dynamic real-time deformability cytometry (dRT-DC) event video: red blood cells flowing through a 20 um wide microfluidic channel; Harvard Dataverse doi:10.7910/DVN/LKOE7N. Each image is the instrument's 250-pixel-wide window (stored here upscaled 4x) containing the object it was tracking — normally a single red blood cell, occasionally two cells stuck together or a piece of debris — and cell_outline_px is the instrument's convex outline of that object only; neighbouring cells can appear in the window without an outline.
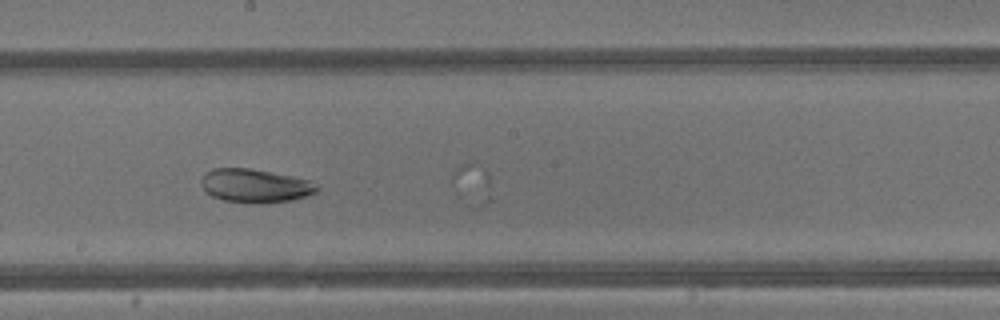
{"species": "common noctule bat (a hibernating species)", "species_latin": "Nyctalus noctula", "temperature_condition": "warm", "stored_images_in_passage": 26, "segment_of_instrument_passage": [2, 2], "camera_frame_rate_fps": 3000, "um_per_image_px": 0.085, "animal": {"sex": "male", "body_mass_g": 13.3}, "frame": {"image": 1, "passage_image": 25, "time_ms": 8.0, "image_size_px": [1000, 320], "cell_outline_px": [[320, 188], [316, 192], [308, 196], [292, 200], [252, 204], [224, 200], [212, 196], [200, 184], [200, 180], [204, 172], [212, 168], [248, 168], [308, 180], [316, 184]], "centroid_in_image_um": [21.65, 15.79], "position_along_channel_um": 226.5, "area_um2": 22.54}}